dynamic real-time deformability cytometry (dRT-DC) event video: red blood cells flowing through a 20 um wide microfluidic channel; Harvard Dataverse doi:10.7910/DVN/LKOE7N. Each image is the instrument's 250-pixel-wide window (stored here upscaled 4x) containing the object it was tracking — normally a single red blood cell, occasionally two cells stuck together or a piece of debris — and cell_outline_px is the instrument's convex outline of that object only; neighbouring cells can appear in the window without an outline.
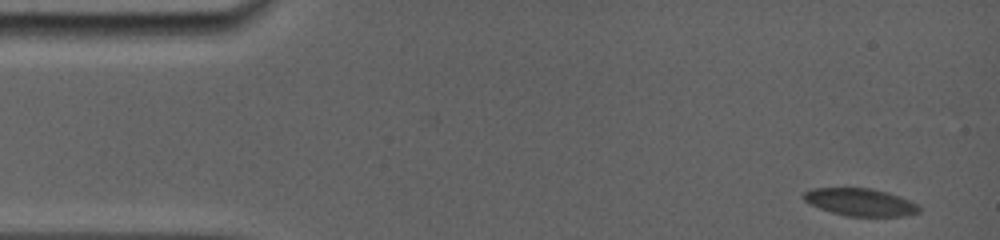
{"species": "common noctule bat (a hibernating species)", "species_latin": "Nyctalus noctula", "temperature_condition": "room temperature", "stored_images_in_passage": 15, "camera_frame_rate_fps": 5000, "um_per_image_px": 0.085, "animal": {"sex": "female", "body_mass_g": 19.0, "forearm_length_mm": 56.7}, "frame": {"image": 1, "passage_image": 1, "time_ms": 0.0, "image_size_px": [1000, 240], "cell_outline_px": [[920, 212], [904, 216], [848, 216], [832, 212], [820, 208], [804, 200], [800, 196], [804, 192], [812, 188], [872, 188], [888, 192], [900, 196], [916, 204], [920, 208]], "centroid_in_image_um": [73.12, 17.17], "position_along_channel_um": 11.9, "area_um2": 18.44}}
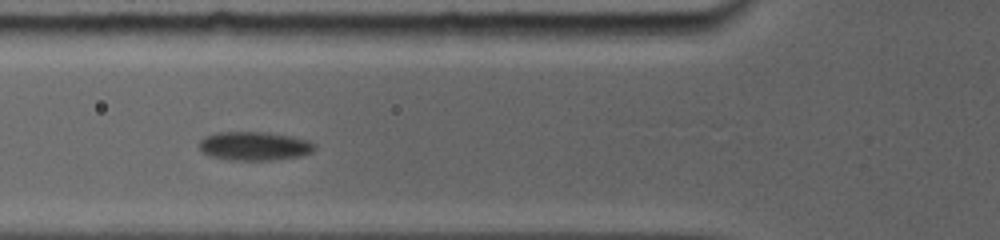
{"frame": {"image": 2, "passage_image": 9, "time_ms": 5.4, "image_size_px": [1000, 240], "cell_outline_px": [[316, 148], [312, 152], [300, 156], [272, 160], [228, 160], [208, 156], [200, 148], [200, 140], [204, 136], [216, 132], [268, 132], [292, 136], [308, 140], [316, 144]], "centroid_in_image_um": [21.63, 12.41], "position_along_channel_um": 104.2, "area_um2": 19.54}}
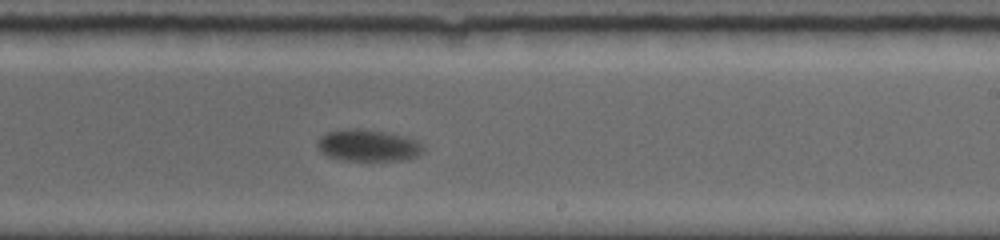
{"frame": {"image": 3, "passage_image": 15, "time_ms": 9.6, "image_size_px": [1000, 240], "cell_outline_px": [[424, 148], [416, 156], [404, 160], [344, 160], [328, 156], [320, 152], [316, 144], [320, 136], [328, 132], [344, 128], [360, 128], [388, 132], [404, 136], [416, 140]], "centroid_in_image_um": [31.24, 12.34], "position_along_channel_um": 257.8, "area_um2": 19.59}}